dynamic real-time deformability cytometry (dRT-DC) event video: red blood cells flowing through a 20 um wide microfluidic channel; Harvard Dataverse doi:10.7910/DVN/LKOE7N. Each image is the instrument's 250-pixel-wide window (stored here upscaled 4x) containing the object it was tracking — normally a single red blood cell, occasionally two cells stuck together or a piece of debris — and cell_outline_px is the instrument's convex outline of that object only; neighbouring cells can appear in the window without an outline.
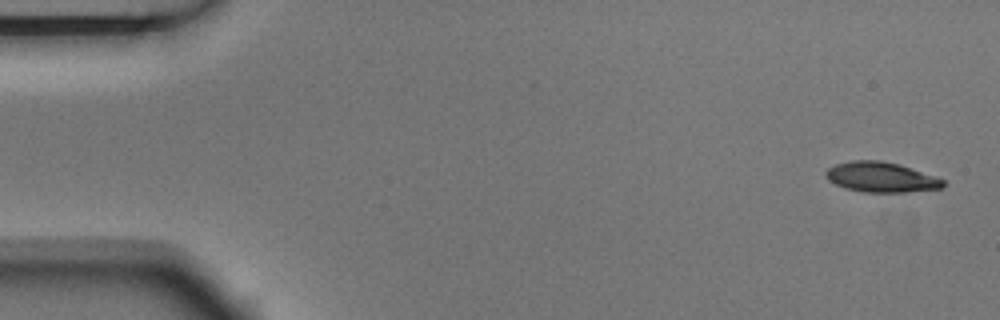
{"species": "Egyptian fruit bat (a non-hibernating species)", "species_latin": "Rousettus aegyptiacus", "temperature_condition": "room temperature", "stored_images_in_passage": 5, "camera_frame_rate_fps": 3000, "um_per_image_px": 0.085, "animal": {"sex": "male"}, "frame": {"image": 1, "passage_image": 1, "time_ms": 0.0, "image_size_px": [1000, 320], "cell_outline_px": [[944, 188], [908, 192], [864, 192], [844, 188], [828, 180], [824, 172], [828, 168], [836, 164], [852, 160], [880, 160], [900, 164], [936, 176], [944, 180]], "centroid_in_image_um": [74.91, 15.06], "position_along_channel_um": 10.1, "area_um2": 20.75}}
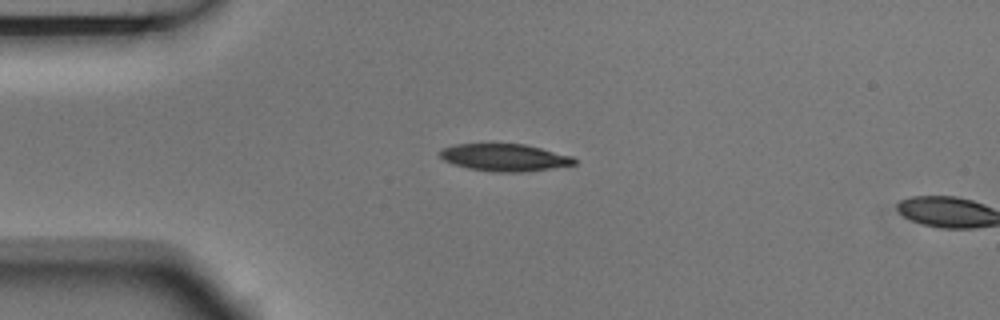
{"frame": {"image": 2, "passage_image": 4, "time_ms": 1.0, "image_size_px": [1000, 320], "cell_outline_px": [[576, 164], [524, 172], [492, 172], [468, 168], [452, 164], [444, 160], [440, 156], [440, 148], [456, 144], [524, 144], [572, 156], [576, 160]], "centroid_in_image_um": [42.85, 13.39], "position_along_channel_um": 42.1, "area_um2": 21.27}}